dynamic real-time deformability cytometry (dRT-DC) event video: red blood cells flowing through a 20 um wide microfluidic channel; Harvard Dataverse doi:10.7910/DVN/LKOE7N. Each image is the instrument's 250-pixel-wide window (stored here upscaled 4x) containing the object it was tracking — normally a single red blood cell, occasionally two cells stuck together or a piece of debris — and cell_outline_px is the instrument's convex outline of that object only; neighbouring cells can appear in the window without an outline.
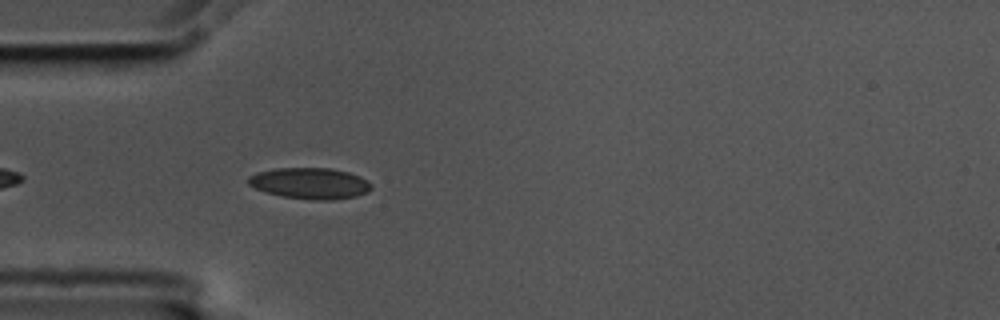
{"species": "common noctule bat (a hibernating species)", "species_latin": "Nyctalus noctula", "temperature_condition": "cold", "stored_images_in_passage": 12, "camera_frame_rate_fps": 3000, "um_per_image_px": 0.085, "animal": {"sex": "male", "body_mass_g": 17.5, "forearm_length_mm": 52.3}, "frame": {"image": 1, "passage_image": 4, "time_ms": 1.0, "image_size_px": [1000, 320], "cell_outline_px": [[372, 188], [368, 192], [356, 196], [332, 200], [316, 200], [284, 196], [264, 192], [248, 184], [248, 176], [256, 172], [276, 168], [332, 168], [348, 172], [360, 176], [372, 184]], "centroid_in_image_um": [26.36, 15.57], "position_along_channel_um": 58.6, "area_um2": 22.37}}